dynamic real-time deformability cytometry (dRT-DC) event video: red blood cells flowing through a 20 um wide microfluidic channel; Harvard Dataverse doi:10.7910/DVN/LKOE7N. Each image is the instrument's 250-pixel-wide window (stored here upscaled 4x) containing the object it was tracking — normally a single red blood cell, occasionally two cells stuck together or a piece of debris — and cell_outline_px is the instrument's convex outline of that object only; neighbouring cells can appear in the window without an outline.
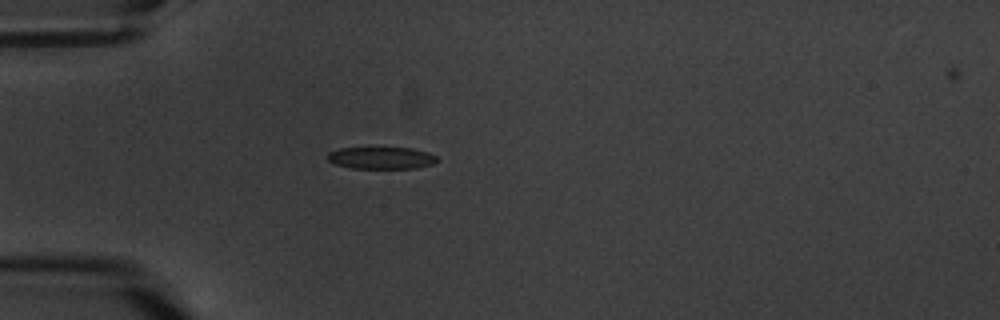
{"species": "common noctule bat (a hibernating species)", "species_latin": "Nyctalus noctula", "temperature_condition": "warm", "stored_images_in_passage": 2, "camera_frame_rate_fps": 3000, "um_per_image_px": 0.085, "animal": {"sex": "male", "body_mass_g": 20.1, "forearm_length_mm": 53.5}, "frame": {"image": 1, "passage_image": 1, "time_ms": 0.0, "image_size_px": [1000, 320], "cell_outline_px": [[436, 160], [432, 164], [416, 168], [352, 168], [336, 164], [328, 160], [324, 156], [328, 152], [340, 148], [412, 148], [428, 152], [436, 156]], "centroid_in_image_um": [32.37, 13.42], "position_along_channel_um": 52.6, "area_um2": 13.99}}